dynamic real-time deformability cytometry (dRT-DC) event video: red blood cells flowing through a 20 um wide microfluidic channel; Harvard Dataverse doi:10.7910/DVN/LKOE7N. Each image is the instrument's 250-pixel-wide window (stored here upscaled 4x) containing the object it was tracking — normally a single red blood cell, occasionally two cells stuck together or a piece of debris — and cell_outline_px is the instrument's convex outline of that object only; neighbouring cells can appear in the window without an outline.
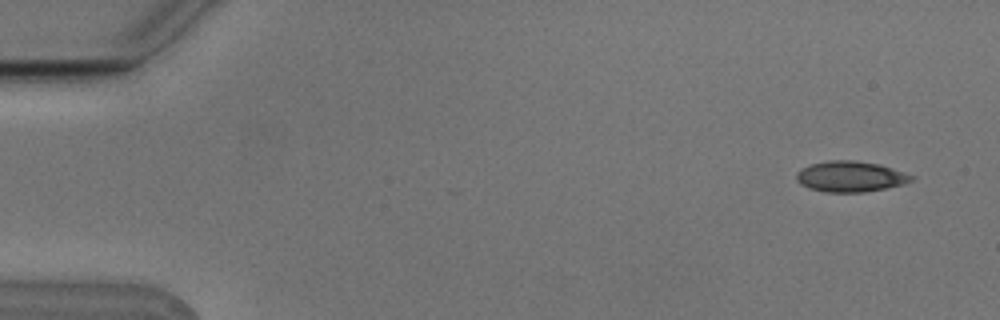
{"species": "Egyptian fruit bat (a non-hibernating species)", "species_latin": "Rousettus aegyptiacus", "temperature_condition": "cold", "stored_images_in_passage": 3, "camera_frame_rate_fps": 3000, "um_per_image_px": 0.085, "animal": {"sex": "male"}, "frame": {"image": 1, "passage_image": 1, "time_ms": 0.0, "image_size_px": [1000, 320], "cell_outline_px": [[916, 176], [912, 180], [904, 184], [864, 192], [824, 192], [808, 188], [800, 184], [796, 180], [796, 172], [800, 168], [812, 164], [828, 160], [856, 160], [880, 164]], "centroid_in_image_um": [72.26, 15.0], "position_along_channel_um": 12.7, "area_um2": 20.75}}